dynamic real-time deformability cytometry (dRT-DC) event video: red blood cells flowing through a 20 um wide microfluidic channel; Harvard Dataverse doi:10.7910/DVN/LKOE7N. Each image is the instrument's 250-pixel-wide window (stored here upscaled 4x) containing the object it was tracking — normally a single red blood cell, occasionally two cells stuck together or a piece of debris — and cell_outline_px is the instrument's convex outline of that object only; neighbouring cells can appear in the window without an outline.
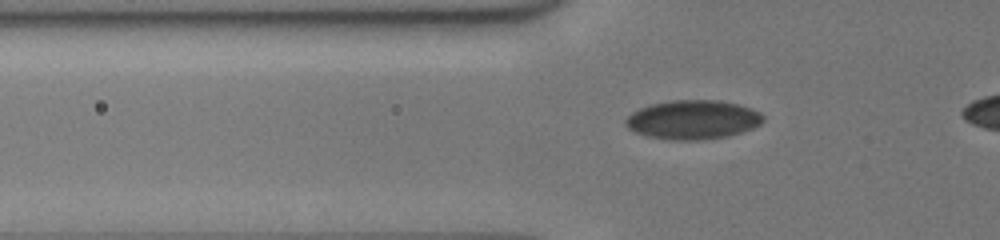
{"species": "human", "species_latin": "Homo sapiens", "temperature_condition": "cold", "stored_images_in_passage": 34, "camera_frame_rate_fps": 3000, "um_per_image_px": 0.085, "donor": {"sex": "male"}, "frame": {"image": 1, "passage_image": 6, "time_ms": 1.667, "image_size_px": [1000, 240], "cell_outline_px": [[764, 120], [760, 124], [752, 128], [728, 136], [696, 140], [672, 140], [648, 136], [636, 132], [628, 128], [624, 124], [624, 120], [632, 112], [640, 108], [652, 104], [672, 100], [720, 100], [752, 108], [760, 112], [764, 116]], "centroid_in_image_um": [58.89, 10.17], "position_along_channel_um": 66.9, "area_um2": 31.21}}
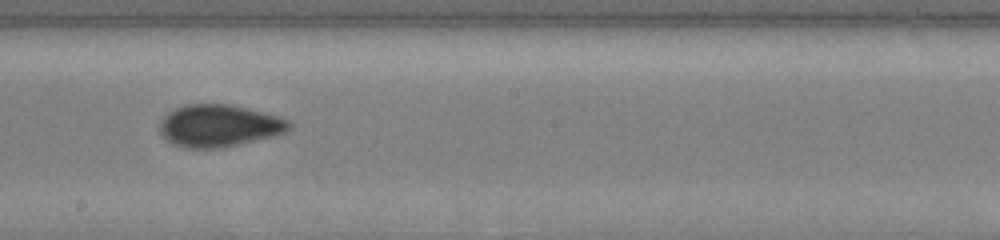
{"frame": {"image": 2, "passage_image": 18, "time_ms": 5.667, "image_size_px": [1000, 240], "cell_outline_px": [[292, 128], [276, 136], [220, 148], [184, 148], [172, 144], [160, 132], [160, 120], [168, 112], [184, 104], [232, 104], [280, 116], [292, 120]], "centroid_in_image_um": [18.66, 10.68], "position_along_channel_um": 229.5, "area_um2": 32.19}}
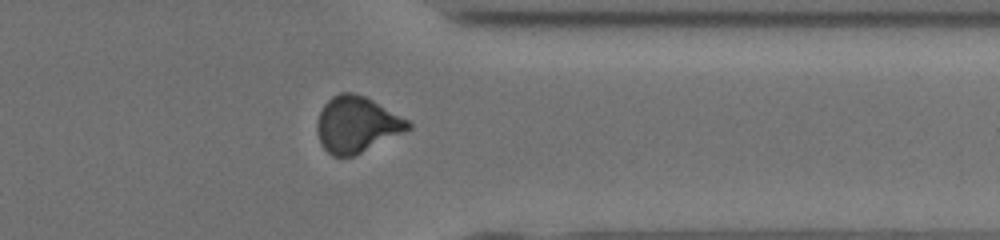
{"frame": {"image": 3, "passage_image": 29, "time_ms": 9.333, "image_size_px": [1000, 240], "cell_outline_px": [[412, 128], [404, 132], [352, 156], [332, 156], [320, 144], [316, 128], [316, 120], [324, 104], [332, 96], [340, 92], [352, 92], [364, 96], [372, 100], [408, 120], [412, 124]], "centroid_in_image_um": [30.28, 10.57], "position_along_channel_um": 381.1, "area_um2": 29.48}}